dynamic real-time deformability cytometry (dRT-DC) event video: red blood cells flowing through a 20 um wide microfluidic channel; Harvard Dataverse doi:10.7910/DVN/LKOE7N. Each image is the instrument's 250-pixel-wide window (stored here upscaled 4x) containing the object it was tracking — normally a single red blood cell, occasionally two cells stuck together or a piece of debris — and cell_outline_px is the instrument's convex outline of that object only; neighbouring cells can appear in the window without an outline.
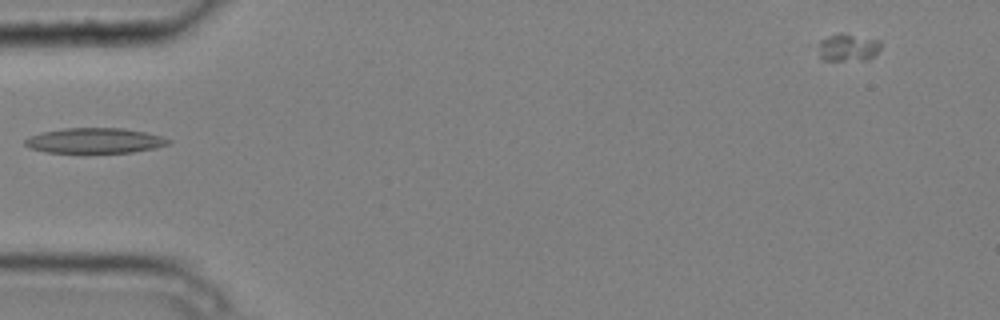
{"species": "common noctule bat (a hibernating species)", "species_latin": "Nyctalus noctula", "temperature_condition": "cold", "stored_images_in_passage": 8, "camera_frame_rate_fps": 3000, "um_per_image_px": 0.085, "animal": {"sex": "male", "body_mass_g": 20.4}, "frame": {"image": 1, "passage_image": 4, "time_ms": 1.0, "image_size_px": [1000, 320], "cell_outline_px": [[172, 144], [156, 148], [132, 152], [48, 152], [32, 148], [24, 144], [24, 140], [32, 136], [44, 132], [64, 128], [124, 128], [144, 132], [160, 136], [172, 140]], "centroid_in_image_um": [8.13, 11.95], "position_along_channel_um": 76.9, "area_um2": 20.81}}
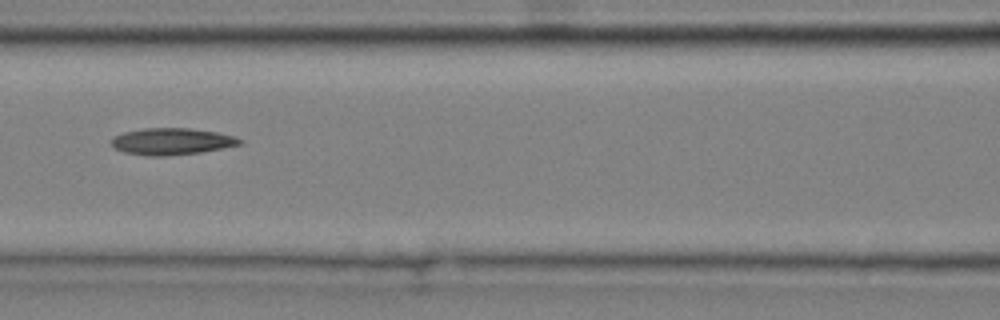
{"frame": {"image": 2, "passage_image": 6, "time_ms": 1.667, "image_size_px": [1000, 320], "cell_outline_px": [[244, 144], [224, 148], [200, 152], [168, 156], [144, 156], [124, 152], [112, 148], [112, 136], [124, 132], [144, 128], [188, 128], [216, 132], [232, 136], [244, 140]], "centroid_in_image_um": [14.58, 12.03], "position_along_channel_um": 152.0, "area_um2": 20.17}}
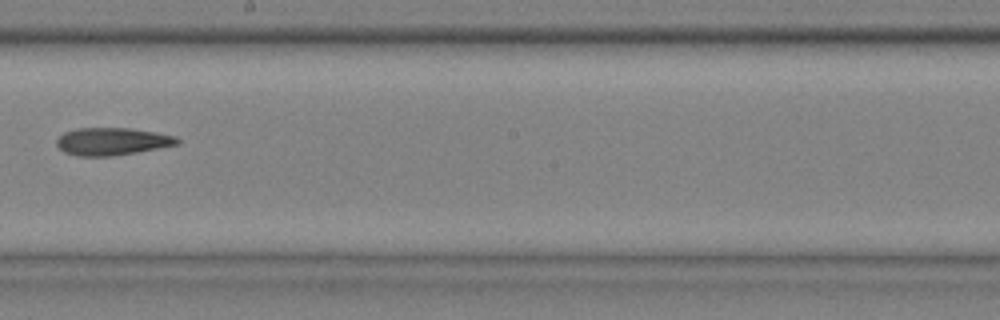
{"frame": {"image": 3, "passage_image": 8, "time_ms": 2.333, "image_size_px": [1000, 320], "cell_outline_px": [[180, 144], [136, 152], [112, 156], [76, 156], [64, 152], [56, 144], [56, 140], [64, 132], [76, 128], [128, 128], [156, 132], [176, 136], [180, 140]], "centroid_in_image_um": [9.53, 12.02], "position_along_channel_um": 238.7, "area_um2": 19.36}}